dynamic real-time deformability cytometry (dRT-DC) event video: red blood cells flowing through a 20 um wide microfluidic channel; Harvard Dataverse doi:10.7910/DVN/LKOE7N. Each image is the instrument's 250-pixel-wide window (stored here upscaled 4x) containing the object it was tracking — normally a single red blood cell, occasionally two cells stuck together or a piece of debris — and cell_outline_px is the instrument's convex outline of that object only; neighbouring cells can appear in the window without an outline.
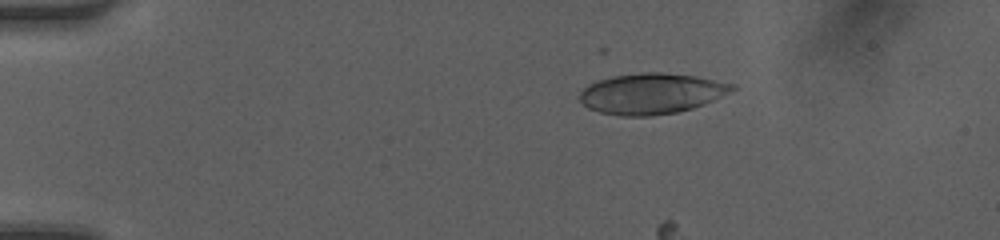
{"species": "human", "species_latin": "Homo sapiens", "temperature_condition": "room temperature", "stored_images_in_passage": 3, "camera_frame_rate_fps": 3000, "um_per_image_px": 0.085, "donor": {"sex": "female"}, "frame": {"image": 1, "passage_image": 1, "time_ms": 0.0, "image_size_px": [1000, 240], "cell_outline_px": [[736, 88], [712, 100], [692, 108], [676, 112], [652, 116], [620, 116], [600, 112], [588, 108], [580, 100], [580, 92], [588, 84], [612, 76], [640, 72], [660, 72], [696, 76], [736, 84]], "centroid_in_image_um": [55.35, 7.95], "position_along_channel_um": 29.6, "area_um2": 35.95}}